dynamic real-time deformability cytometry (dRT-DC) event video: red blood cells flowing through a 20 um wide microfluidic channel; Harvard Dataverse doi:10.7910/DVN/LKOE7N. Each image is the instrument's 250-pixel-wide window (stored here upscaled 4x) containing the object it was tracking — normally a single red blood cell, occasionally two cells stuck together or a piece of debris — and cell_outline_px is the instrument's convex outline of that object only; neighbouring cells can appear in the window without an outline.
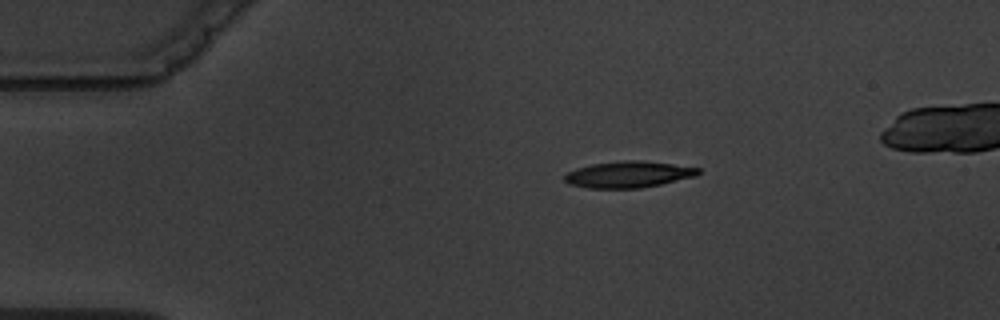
{"species": "common noctule bat (a hibernating species)", "species_latin": "Nyctalus noctula", "temperature_condition": "warm", "stored_images_in_passage": 5, "camera_frame_rate_fps": 3000, "um_per_image_px": 0.085, "animal": {"sex": "male", "body_mass_g": 19.5, "forearm_length_mm": 54.6}, "frame": {"image": 1, "passage_image": 1, "time_ms": 0.0, "image_size_px": [1000, 320], "cell_outline_px": [[700, 172], [696, 176], [660, 184], [640, 188], [588, 188], [568, 184], [564, 180], [564, 176], [568, 172], [576, 168], [592, 164], [624, 160], [640, 160], [672, 164], [700, 168]], "centroid_in_image_um": [53.39, 14.82], "position_along_channel_um": 31.6, "area_um2": 20.46}}
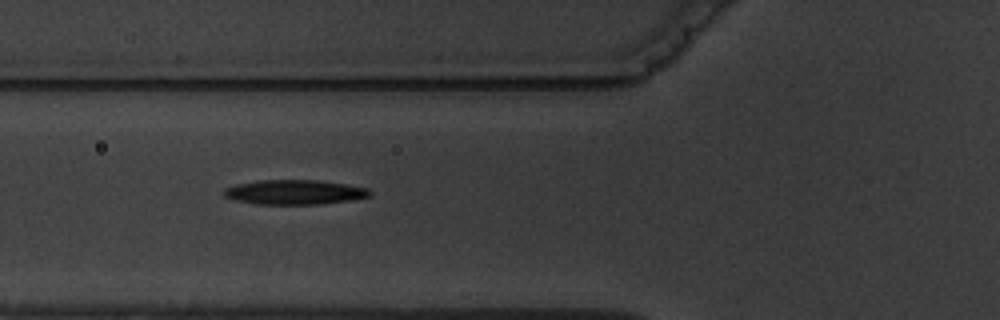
{"frame": {"image": 2, "passage_image": 4, "time_ms": 3.333, "image_size_px": [1000, 320], "cell_outline_px": [[372, 192], [368, 196], [352, 200], [320, 204], [256, 204], [236, 200], [224, 196], [224, 188], [236, 184], [260, 180], [316, 180], [348, 184], [368, 188]], "centroid_in_image_um": [25.04, 16.33], "position_along_channel_um": 100.8, "area_um2": 20.92}}